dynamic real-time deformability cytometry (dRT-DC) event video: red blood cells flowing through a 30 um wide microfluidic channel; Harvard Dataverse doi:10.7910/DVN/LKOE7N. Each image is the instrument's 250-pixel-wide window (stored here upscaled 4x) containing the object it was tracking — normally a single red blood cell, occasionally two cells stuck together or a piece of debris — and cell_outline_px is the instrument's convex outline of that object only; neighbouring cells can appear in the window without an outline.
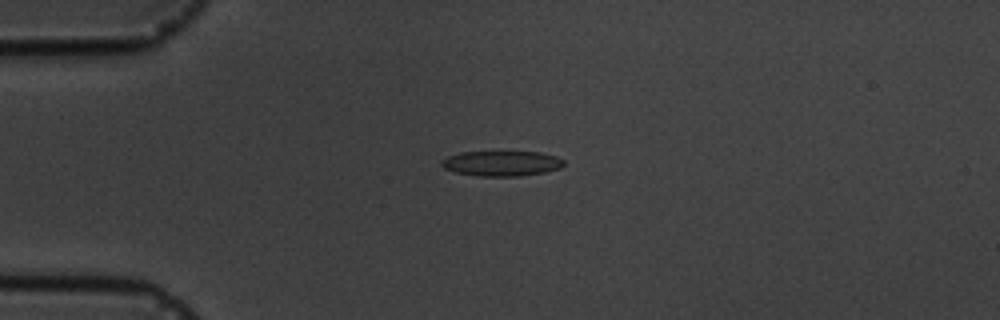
{"species": "common noctule bat (a hibernating species)", "species_latin": "Nyctalus noctula", "temperature_condition": "cold", "stored_images_in_passage": 5, "camera_frame_rate_fps": 3000, "um_per_image_px": 0.085, "animal": {"sex": "male", "body_mass_g": 19.5, "forearm_length_mm": 54.6}, "frame": {"image": 1, "passage_image": 4, "time_ms": 3.333, "image_size_px": [1000, 320], "cell_outline_px": [[564, 164], [560, 168], [544, 172], [520, 176], [480, 176], [456, 172], [444, 168], [440, 164], [440, 160], [448, 156], [460, 152], [540, 152], [556, 156], [564, 160]], "centroid_in_image_um": [42.63, 13.88], "position_along_channel_um": 42.4, "area_um2": 17.92}}